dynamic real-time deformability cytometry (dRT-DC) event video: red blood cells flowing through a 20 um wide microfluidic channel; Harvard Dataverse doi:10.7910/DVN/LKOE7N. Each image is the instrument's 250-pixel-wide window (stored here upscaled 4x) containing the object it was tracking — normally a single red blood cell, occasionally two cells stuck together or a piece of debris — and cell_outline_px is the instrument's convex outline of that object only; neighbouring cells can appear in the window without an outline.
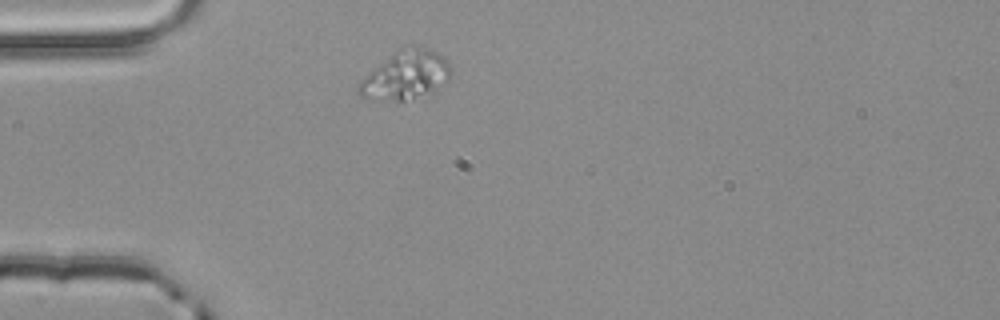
{"species": "common noctule bat (a hibernating species)", "species_latin": "Nyctalus noctula", "temperature_condition": "room temperature", "stored_images_in_passage": 1, "camera_frame_rate_fps": 3000, "um_per_image_px": 0.085, "animal": {"sex": "male", "body_mass_g": 20.4}, "frame": {"image": 1, "passage_image": 1, "time_ms": 0.0, "image_size_px": [1000, 320], "cell_outline_px": [[452, 72], [448, 80], [432, 88], [404, 100], [372, 100], [360, 96], [356, 92], [356, 88], [360, 80], [368, 72], [396, 48], [428, 48], [444, 56], [448, 60], [452, 68]], "centroid_in_image_um": [34.41, 6.35], "position_along_channel_um": 50.6, "area_um2": 25.66}}